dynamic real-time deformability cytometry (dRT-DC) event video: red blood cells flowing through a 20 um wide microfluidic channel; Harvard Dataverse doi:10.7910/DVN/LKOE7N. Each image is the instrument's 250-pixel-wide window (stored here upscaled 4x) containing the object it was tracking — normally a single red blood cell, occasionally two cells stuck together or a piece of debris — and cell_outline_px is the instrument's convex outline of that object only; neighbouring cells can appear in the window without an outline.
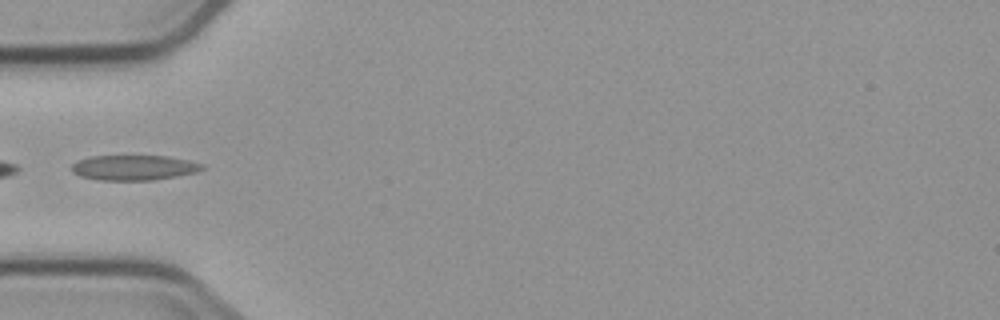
{"species": "common noctule bat (a hibernating species)", "species_latin": "Nyctalus noctula", "temperature_condition": "cold", "stored_images_in_passage": 2, "camera_frame_rate_fps": 3000, "um_per_image_px": 0.085, "animal": {"sex": "male", "body_mass_g": 23.1, "forearm_length_mm": 52.7}, "frame": {"image": 1, "passage_image": 2, "time_ms": 1.0, "image_size_px": [1000, 320], "cell_outline_px": [[204, 168], [196, 172], [152, 180], [100, 180], [80, 176], [72, 172], [72, 164], [76, 160], [92, 156], [164, 156], [188, 160], [204, 164]], "centroid_in_image_um": [11.35, 14.24], "position_along_channel_um": 73.7, "area_um2": 18.96}}